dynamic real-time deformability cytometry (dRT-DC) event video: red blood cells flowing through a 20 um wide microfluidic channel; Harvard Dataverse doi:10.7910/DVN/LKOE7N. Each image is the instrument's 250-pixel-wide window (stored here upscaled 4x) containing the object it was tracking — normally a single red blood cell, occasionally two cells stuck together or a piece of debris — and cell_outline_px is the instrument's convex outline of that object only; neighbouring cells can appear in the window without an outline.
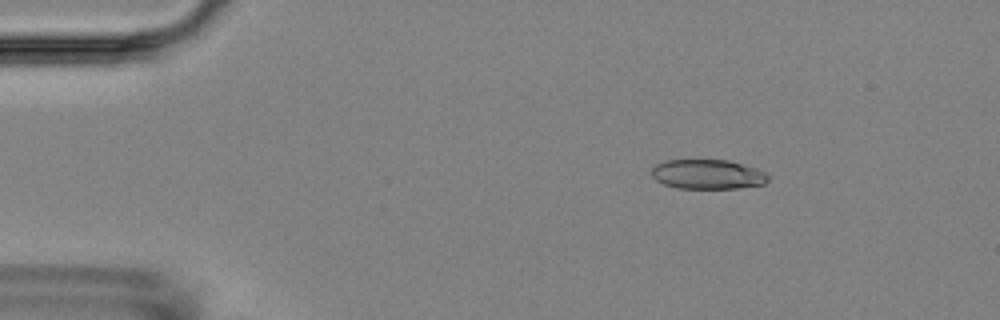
{"species": "Egyptian fruit bat (a non-hibernating species)", "species_latin": "Rousettus aegyptiacus", "temperature_condition": "room temperature", "stored_images_in_passage": 7, "camera_frame_rate_fps": 3000, "um_per_image_px": 0.085, "animal": {"sex": "female"}, "frame": {"image": 1, "passage_image": 3, "time_ms": 2.667, "image_size_px": [1000, 320], "cell_outline_px": [[768, 180], [764, 184], [736, 188], [680, 188], [664, 184], [656, 180], [652, 176], [652, 168], [656, 164], [664, 160], [728, 160], [756, 168], [768, 172]], "centroid_in_image_um": [60.16, 14.81], "position_along_channel_um": 24.8, "area_um2": 20.06}}
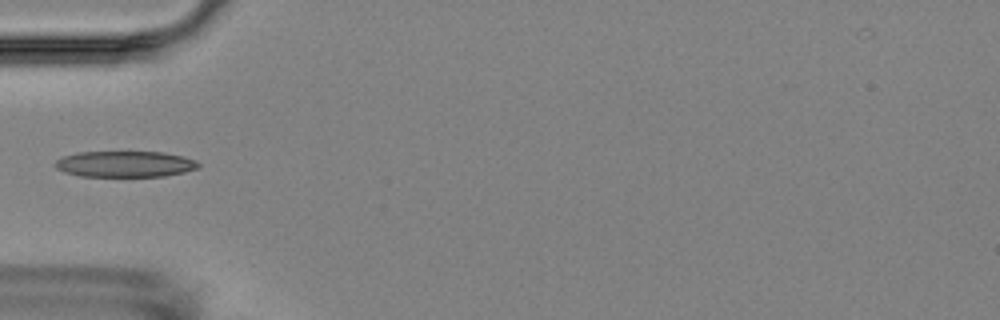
{"frame": {"image": 2, "passage_image": 5, "time_ms": 6.0, "image_size_px": [1000, 320], "cell_outline_px": [[200, 168], [184, 172], [164, 176], [80, 176], [64, 172], [56, 168], [52, 164], [56, 160], [64, 156], [76, 152], [164, 152], [196, 160], [200, 164]], "centroid_in_image_um": [10.61, 13.94], "position_along_channel_um": 74.4, "area_um2": 21.79}}